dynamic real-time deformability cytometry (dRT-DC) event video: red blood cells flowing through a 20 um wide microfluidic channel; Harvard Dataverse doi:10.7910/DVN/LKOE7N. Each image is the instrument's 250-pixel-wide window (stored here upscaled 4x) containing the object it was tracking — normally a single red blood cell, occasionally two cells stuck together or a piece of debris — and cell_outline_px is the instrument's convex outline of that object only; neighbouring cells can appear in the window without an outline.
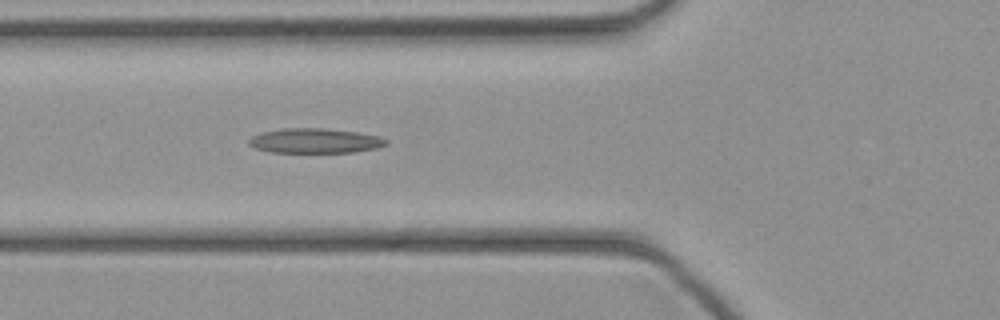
{"species": "common noctule bat (a hibernating species)", "species_latin": "Nyctalus noctula", "temperature_condition": "cold", "stored_images_in_passage": 34, "camera_frame_rate_fps": 3000, "um_per_image_px": 0.085, "animal": {"sex": "female", "body_mass_g": 21.9}, "frame": {"image": 1, "passage_image": 6, "time_ms": 1.667, "image_size_px": [1000, 320], "cell_outline_px": [[388, 144], [376, 148], [356, 152], [268, 152], [256, 148], [248, 144], [248, 140], [252, 136], [260, 132], [284, 128], [324, 128], [356, 132], [380, 136], [388, 140]], "centroid_in_image_um": [26.77, 11.96], "position_along_channel_um": 99.0, "area_um2": 19.88}}
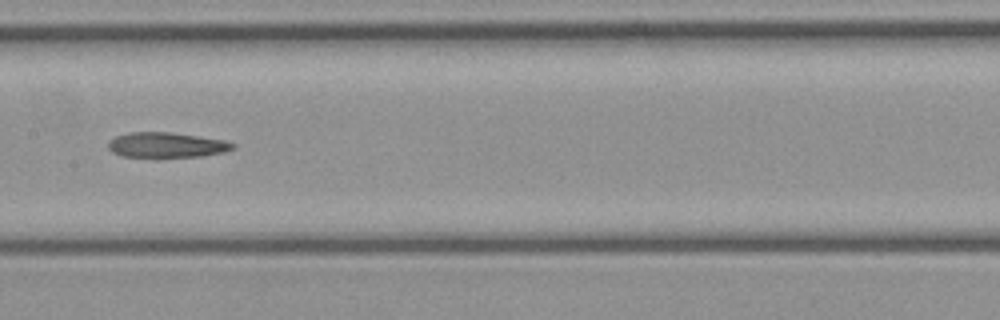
{"frame": {"image": 2, "passage_image": 12, "time_ms": 3.667, "image_size_px": [1000, 320], "cell_outline_px": [[236, 148], [224, 152], [200, 156], [156, 160], [124, 156], [112, 152], [108, 148], [108, 140], [116, 136], [128, 132], [172, 132], [228, 140], [236, 144]], "centroid_in_image_um": [14.16, 12.36], "position_along_channel_um": 193.2, "area_um2": 19.36}}
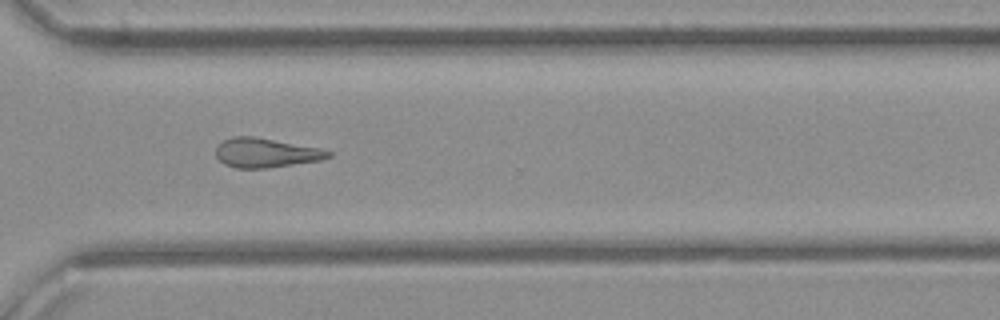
{"frame": {"image": 3, "passage_image": 22, "time_ms": 7.0, "image_size_px": [1000, 320], "cell_outline_px": [[332, 156], [320, 160], [264, 168], [236, 168], [224, 164], [216, 156], [216, 148], [224, 140], [232, 136], [256, 136], [320, 148], [332, 152]], "centroid_in_image_um": [22.59, 12.97], "position_along_channel_um": 348.0, "area_um2": 19.13}}